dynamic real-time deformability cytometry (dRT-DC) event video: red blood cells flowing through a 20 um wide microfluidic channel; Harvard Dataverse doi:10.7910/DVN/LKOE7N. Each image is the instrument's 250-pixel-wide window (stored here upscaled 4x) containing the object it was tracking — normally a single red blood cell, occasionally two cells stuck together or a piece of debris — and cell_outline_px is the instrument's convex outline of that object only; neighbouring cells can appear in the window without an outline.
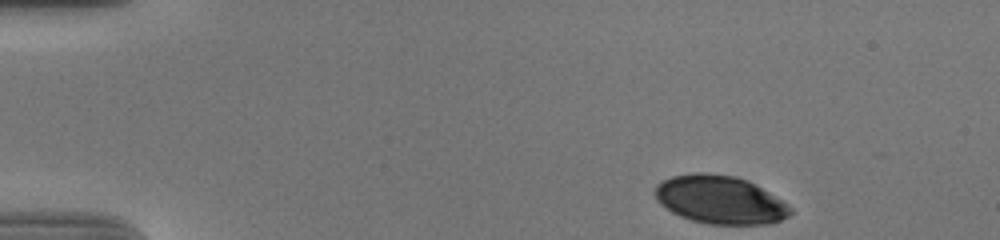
{"species": "human", "species_latin": "Homo sapiens", "temperature_condition": "cold", "stored_images_in_passage": 49, "camera_frame_rate_fps": 3000, "um_per_image_px": 0.085, "donor": {"sex": "male"}, "frame": {"image": 1, "passage_image": 1, "time_ms": 0.0, "image_size_px": [1000, 240], "cell_outline_px": [[792, 212], [788, 216], [772, 224], [708, 224], [692, 220], [680, 216], [672, 212], [660, 204], [656, 196], [656, 184], [672, 176], [696, 172], [700, 172], [736, 176], [748, 180], [788, 204], [792, 208]], "centroid_in_image_um": [61.21, 16.98], "position_along_channel_um": 23.8, "area_um2": 37.86}}
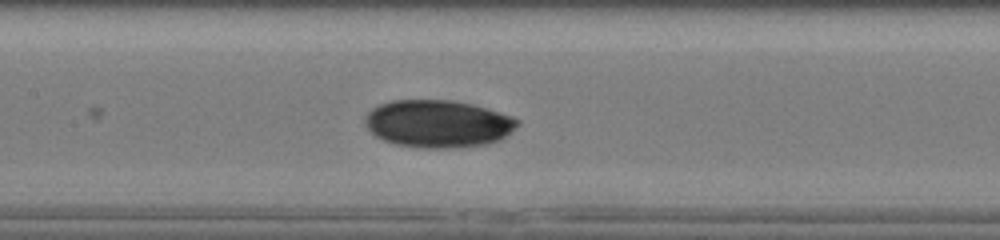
{"frame": {"image": 2, "passage_image": 21, "time_ms": 6.667, "image_size_px": [1000, 240], "cell_outline_px": [[520, 124], [516, 128], [500, 140], [484, 144], [444, 148], [424, 148], [396, 144], [384, 140], [376, 136], [364, 124], [364, 116], [372, 108], [380, 104], [392, 100], [452, 100], [472, 104], [512, 116], [520, 120]], "centroid_in_image_um": [37.22, 10.5], "position_along_channel_um": 170.2, "area_um2": 42.08}}
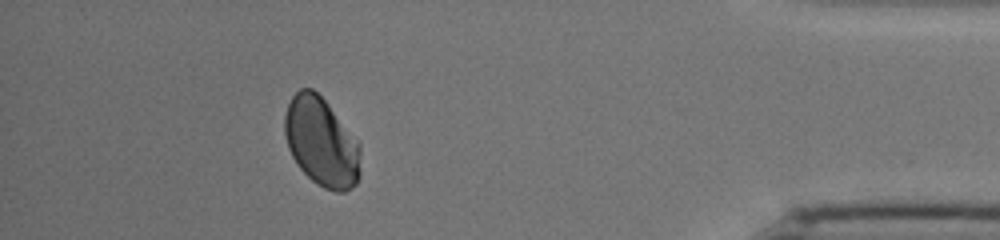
{"frame": {"image": 3, "passage_image": 44, "time_ms": 14.333, "image_size_px": [1000, 240], "cell_outline_px": [[360, 176], [356, 184], [352, 188], [344, 192], [336, 192], [324, 188], [316, 184], [296, 164], [288, 148], [284, 132], [284, 116], [288, 104], [292, 96], [300, 88], [312, 88], [324, 100], [360, 140]], "centroid_in_image_um": [27.34, 12.08], "position_along_channel_um": 407.9, "area_um2": 39.71}, "authors_computed_cell_mechanics": {"area_um2": 40.1132, "velocity_mm_per_s": 3.6715, "shape_relaxation_time_tau1_ms": 5.7765, "shape_relaxation_time_tau2_ms": 6.2125, "deformation_change_tau1": 0.1102, "deformation_change_tau2": 0.0431}}